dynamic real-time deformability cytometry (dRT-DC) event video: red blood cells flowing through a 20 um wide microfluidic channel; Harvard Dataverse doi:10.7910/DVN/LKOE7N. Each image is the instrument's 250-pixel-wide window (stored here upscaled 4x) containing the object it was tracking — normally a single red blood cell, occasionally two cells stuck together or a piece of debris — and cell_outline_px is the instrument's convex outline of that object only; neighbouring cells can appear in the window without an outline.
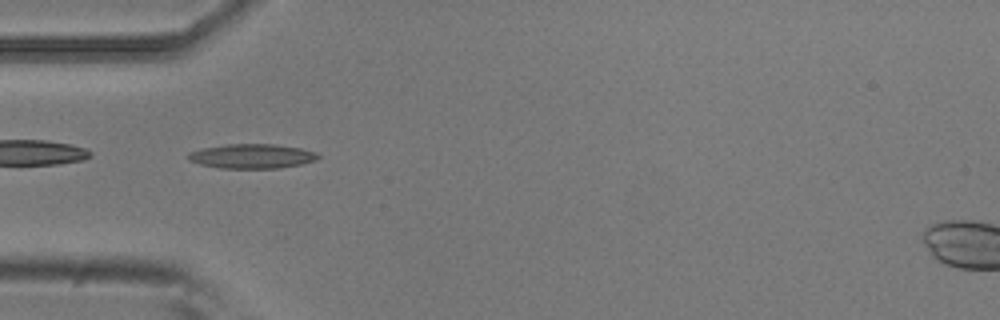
{"species": "common noctule bat (a hibernating species)", "species_latin": "Nyctalus noctula", "temperature_condition": "room temperature", "stored_images_in_passage": 9, "camera_frame_rate_fps": 3000, "um_per_image_px": 0.085, "animal": {"sex": "male", "body_mass_g": 20.5, "forearm_length_mm": 52.5}, "frame": {"image": 1, "passage_image": 4, "time_ms": 1.0, "image_size_px": [1000, 320], "cell_outline_px": [[320, 156], [316, 160], [300, 164], [280, 168], [220, 168], [200, 164], [188, 160], [188, 152], [204, 148], [224, 144], [276, 144], [300, 148], [316, 152]], "centroid_in_image_um": [21.41, 13.27], "position_along_channel_um": 63.6, "area_um2": 18.5}}
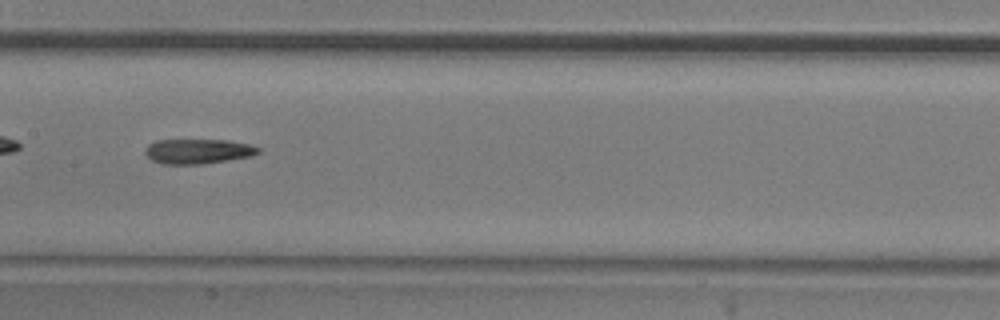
{"frame": {"image": 2, "passage_image": 7, "time_ms": 2.0, "image_size_px": [1000, 320], "cell_outline_px": [[260, 152], [252, 156], [228, 160], [200, 164], [160, 164], [152, 160], [144, 152], [144, 148], [148, 144], [156, 140], [228, 140], [252, 144], [260, 148]], "centroid_in_image_um": [16.83, 12.85], "position_along_channel_um": 190.6, "area_um2": 16.53}}
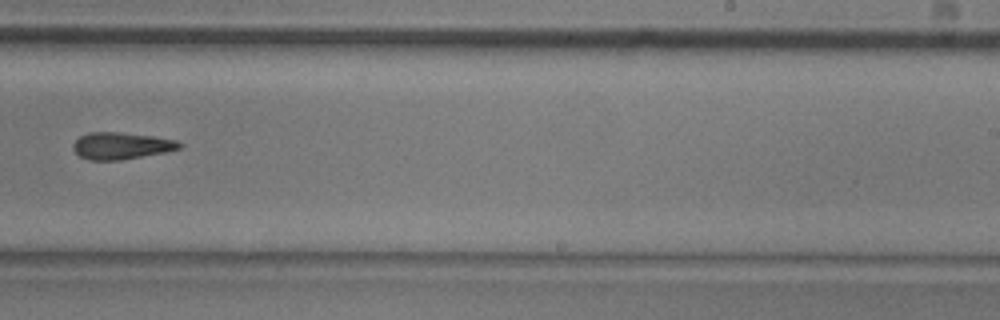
{"frame": {"image": 3, "passage_image": 9, "time_ms": 2.667, "image_size_px": [1000, 320], "cell_outline_px": [[184, 144], [180, 148], [164, 152], [120, 160], [88, 160], [80, 156], [72, 148], [72, 144], [80, 136], [88, 132], [116, 132], [152, 136], [176, 140]], "centroid_in_image_um": [10.28, 12.39], "position_along_channel_um": 278.7, "area_um2": 16.53}}